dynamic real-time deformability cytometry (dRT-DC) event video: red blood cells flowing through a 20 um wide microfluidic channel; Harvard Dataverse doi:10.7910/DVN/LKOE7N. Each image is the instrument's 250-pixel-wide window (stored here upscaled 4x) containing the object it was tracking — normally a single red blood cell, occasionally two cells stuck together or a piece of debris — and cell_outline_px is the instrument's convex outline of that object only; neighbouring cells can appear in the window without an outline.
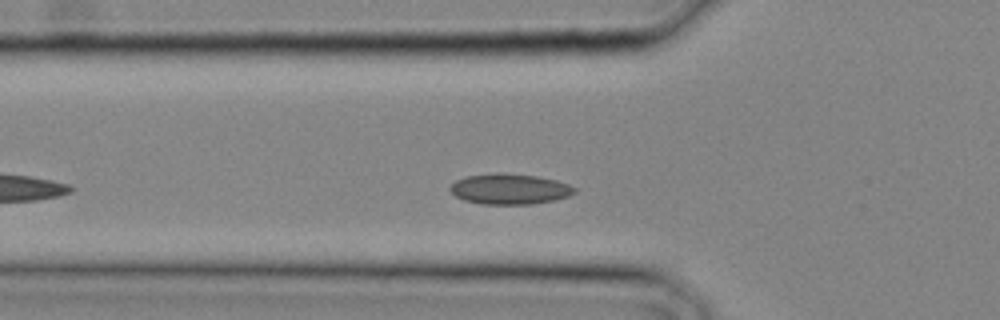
{"species": "common noctule bat (a hibernating species)", "species_latin": "Nyctalus noctula", "temperature_condition": "cold", "stored_images_in_passage": 25, "camera_frame_rate_fps": 3000, "um_per_image_px": 0.085, "animal": {"sex": "male", "body_mass_g": 20.4}, "frame": {"image": 1, "passage_image": 6, "time_ms": 1.667, "image_size_px": [1000, 320], "cell_outline_px": [[576, 192], [568, 196], [556, 200], [528, 204], [480, 204], [464, 200], [456, 196], [448, 188], [456, 180], [464, 176], [500, 172], [536, 176], [556, 180], [568, 184], [576, 188]], "centroid_in_image_um": [43.31, 16.06], "position_along_channel_um": 82.5, "area_um2": 22.2}}
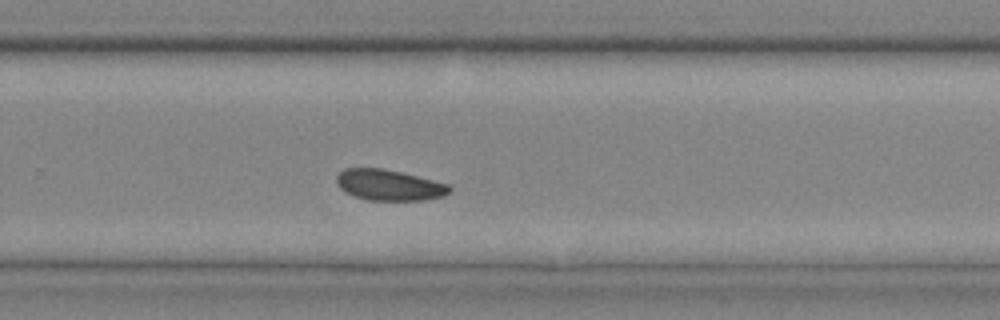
{"frame": {"image": 2, "passage_image": 16, "time_ms": 5.0, "image_size_px": [1000, 320], "cell_outline_px": [[452, 192], [444, 196], [424, 200], [368, 200], [356, 196], [340, 188], [336, 184], [336, 176], [344, 168], [380, 168], [400, 172], [452, 184]], "centroid_in_image_um": [33.13, 15.73], "position_along_channel_um": 296.7, "area_um2": 20.4}}
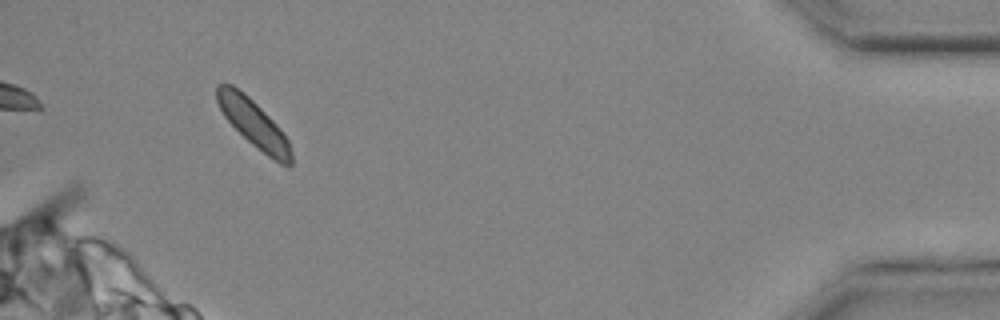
{"frame": {"image": 3, "passage_image": 24, "time_ms": 7.667, "image_size_px": [1000, 320], "cell_outline_px": [[292, 164], [280, 164], [268, 156], [252, 144], [224, 116], [216, 100], [216, 84], [232, 84], [244, 92], [280, 128], [288, 140], [292, 156]], "centroid_in_image_um": [21.54, 10.47], "position_along_channel_um": 413.7, "area_um2": 20.0}}